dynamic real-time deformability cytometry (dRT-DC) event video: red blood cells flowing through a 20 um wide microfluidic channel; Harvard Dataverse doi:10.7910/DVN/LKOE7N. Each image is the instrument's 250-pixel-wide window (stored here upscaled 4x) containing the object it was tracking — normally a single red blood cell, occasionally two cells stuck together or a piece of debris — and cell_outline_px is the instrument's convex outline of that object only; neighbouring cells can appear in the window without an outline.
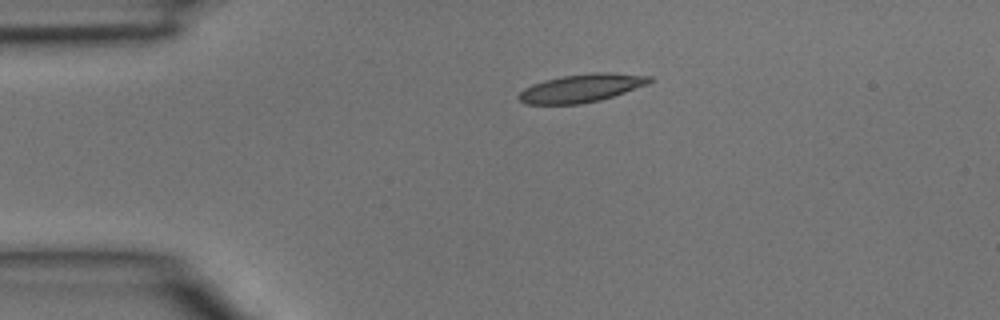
{"species": "common noctule bat (a hibernating species)", "species_latin": "Nyctalus noctula", "temperature_condition": "room temperature", "stored_images_in_passage": 2, "camera_frame_rate_fps": 3000, "um_per_image_px": 0.085, "animal": {"sex": "male", "body_mass_g": 15.6}, "frame": {"image": 1, "passage_image": 1, "time_ms": 0.0, "image_size_px": [1000, 320], "cell_outline_px": [[656, 80], [648, 84], [600, 100], [580, 104], [528, 104], [520, 100], [516, 96], [524, 88], [532, 84], [544, 80], [564, 76], [592, 72], [608, 72], [652, 76]], "centroid_in_image_um": [49.44, 7.48], "position_along_channel_um": 35.6, "area_um2": 21.44}}